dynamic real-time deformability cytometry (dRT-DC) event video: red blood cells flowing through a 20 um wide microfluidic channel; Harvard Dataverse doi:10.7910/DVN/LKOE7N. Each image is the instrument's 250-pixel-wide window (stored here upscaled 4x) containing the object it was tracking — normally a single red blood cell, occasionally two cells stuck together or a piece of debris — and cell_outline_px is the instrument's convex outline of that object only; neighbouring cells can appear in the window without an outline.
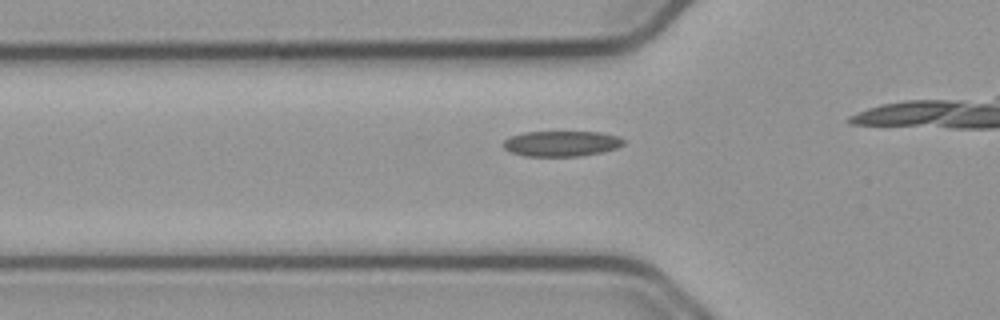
{"species": "common noctule bat (a hibernating species)", "species_latin": "Nyctalus noctula", "temperature_condition": "cold", "stored_images_in_passage": 18, "camera_frame_rate_fps": 3000, "um_per_image_px": 0.085, "animal": {"sex": "male", "body_mass_g": 23.1, "forearm_length_mm": 52.7}, "frame": {"image": 1, "passage_image": 13, "time_ms": 4.0, "image_size_px": [1000, 320], "cell_outline_px": [[624, 144], [616, 148], [600, 152], [580, 156], [524, 156], [512, 152], [504, 148], [504, 140], [508, 136], [524, 132], [600, 132], [620, 136], [624, 140]], "centroid_in_image_um": [47.72, 12.19], "position_along_channel_um": 78.1, "area_um2": 17.86}}
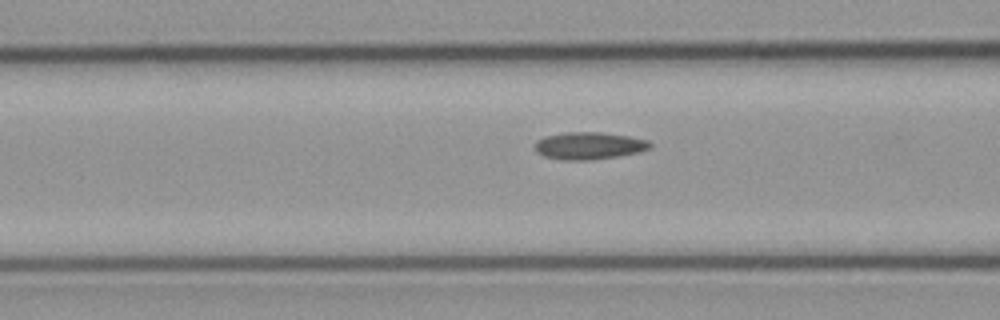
{"frame": {"image": 2, "passage_image": 16, "time_ms": 5.0, "image_size_px": [1000, 320], "cell_outline_px": [[652, 148], [640, 152], [616, 156], [588, 160], [564, 160], [544, 156], [536, 152], [536, 140], [544, 136], [564, 132], [600, 132], [628, 136], [648, 140], [652, 144]], "centroid_in_image_um": [50.07, 12.38], "position_along_channel_um": 116.5, "area_um2": 18.32}}